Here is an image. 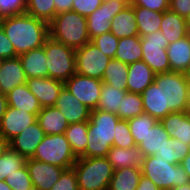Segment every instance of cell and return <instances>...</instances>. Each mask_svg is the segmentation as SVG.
Masks as SVG:
<instances>
[{"mask_svg":"<svg viewBox=\"0 0 190 190\" xmlns=\"http://www.w3.org/2000/svg\"><path fill=\"white\" fill-rule=\"evenodd\" d=\"M0 25L17 56L43 47L49 37V24L28 13L0 18Z\"/></svg>","mask_w":190,"mask_h":190,"instance_id":"cell-1","label":"cell"},{"mask_svg":"<svg viewBox=\"0 0 190 190\" xmlns=\"http://www.w3.org/2000/svg\"><path fill=\"white\" fill-rule=\"evenodd\" d=\"M119 120L116 114L99 109L92 110L88 120V144L79 157H107L113 146L115 126Z\"/></svg>","mask_w":190,"mask_h":190,"instance_id":"cell-2","label":"cell"},{"mask_svg":"<svg viewBox=\"0 0 190 190\" xmlns=\"http://www.w3.org/2000/svg\"><path fill=\"white\" fill-rule=\"evenodd\" d=\"M49 36L57 42L78 49L90 40L87 20L75 11L56 14L49 23Z\"/></svg>","mask_w":190,"mask_h":190,"instance_id":"cell-3","label":"cell"},{"mask_svg":"<svg viewBox=\"0 0 190 190\" xmlns=\"http://www.w3.org/2000/svg\"><path fill=\"white\" fill-rule=\"evenodd\" d=\"M72 168L79 190H108L114 174L107 157H78Z\"/></svg>","mask_w":190,"mask_h":190,"instance_id":"cell-4","label":"cell"},{"mask_svg":"<svg viewBox=\"0 0 190 190\" xmlns=\"http://www.w3.org/2000/svg\"><path fill=\"white\" fill-rule=\"evenodd\" d=\"M141 171L161 190H171L190 182L181 164H170L159 156L144 157Z\"/></svg>","mask_w":190,"mask_h":190,"instance_id":"cell-5","label":"cell"},{"mask_svg":"<svg viewBox=\"0 0 190 190\" xmlns=\"http://www.w3.org/2000/svg\"><path fill=\"white\" fill-rule=\"evenodd\" d=\"M154 82L162 89L163 110L169 113L186 112L188 100V74L168 72L155 74Z\"/></svg>","mask_w":190,"mask_h":190,"instance_id":"cell-6","label":"cell"},{"mask_svg":"<svg viewBox=\"0 0 190 190\" xmlns=\"http://www.w3.org/2000/svg\"><path fill=\"white\" fill-rule=\"evenodd\" d=\"M31 158L66 170L73 167L78 157L72 151L65 134H55L45 135Z\"/></svg>","mask_w":190,"mask_h":190,"instance_id":"cell-7","label":"cell"},{"mask_svg":"<svg viewBox=\"0 0 190 190\" xmlns=\"http://www.w3.org/2000/svg\"><path fill=\"white\" fill-rule=\"evenodd\" d=\"M48 77L65 82L76 73L75 49L55 41L50 36L44 43Z\"/></svg>","mask_w":190,"mask_h":190,"instance_id":"cell-8","label":"cell"},{"mask_svg":"<svg viewBox=\"0 0 190 190\" xmlns=\"http://www.w3.org/2000/svg\"><path fill=\"white\" fill-rule=\"evenodd\" d=\"M168 45V41L160 30L141 37L142 60L156 74L170 72V64L166 50Z\"/></svg>","mask_w":190,"mask_h":190,"instance_id":"cell-9","label":"cell"},{"mask_svg":"<svg viewBox=\"0 0 190 190\" xmlns=\"http://www.w3.org/2000/svg\"><path fill=\"white\" fill-rule=\"evenodd\" d=\"M110 57L89 41L84 46L75 49L76 73L102 80Z\"/></svg>","mask_w":190,"mask_h":190,"instance_id":"cell-10","label":"cell"},{"mask_svg":"<svg viewBox=\"0 0 190 190\" xmlns=\"http://www.w3.org/2000/svg\"><path fill=\"white\" fill-rule=\"evenodd\" d=\"M103 81L74 73L64 86L91 111L97 109Z\"/></svg>","mask_w":190,"mask_h":190,"instance_id":"cell-11","label":"cell"},{"mask_svg":"<svg viewBox=\"0 0 190 190\" xmlns=\"http://www.w3.org/2000/svg\"><path fill=\"white\" fill-rule=\"evenodd\" d=\"M127 4L120 0H104L103 3L86 17L90 40L111 30V20Z\"/></svg>","mask_w":190,"mask_h":190,"instance_id":"cell-12","label":"cell"},{"mask_svg":"<svg viewBox=\"0 0 190 190\" xmlns=\"http://www.w3.org/2000/svg\"><path fill=\"white\" fill-rule=\"evenodd\" d=\"M26 166L31 177L33 188L36 190H50L59 180L64 168L28 158Z\"/></svg>","mask_w":190,"mask_h":190,"instance_id":"cell-13","label":"cell"},{"mask_svg":"<svg viewBox=\"0 0 190 190\" xmlns=\"http://www.w3.org/2000/svg\"><path fill=\"white\" fill-rule=\"evenodd\" d=\"M37 115L38 113H29L8 106V109L0 122V135L10 142L25 128L36 122Z\"/></svg>","mask_w":190,"mask_h":190,"instance_id":"cell-14","label":"cell"},{"mask_svg":"<svg viewBox=\"0 0 190 190\" xmlns=\"http://www.w3.org/2000/svg\"><path fill=\"white\" fill-rule=\"evenodd\" d=\"M26 85L41 107H49L55 105L64 82L49 77H39L27 79Z\"/></svg>","mask_w":190,"mask_h":190,"instance_id":"cell-15","label":"cell"},{"mask_svg":"<svg viewBox=\"0 0 190 190\" xmlns=\"http://www.w3.org/2000/svg\"><path fill=\"white\" fill-rule=\"evenodd\" d=\"M59 108L69 124L88 121L91 110L78 101L75 96L64 86L54 105Z\"/></svg>","mask_w":190,"mask_h":190,"instance_id":"cell-16","label":"cell"},{"mask_svg":"<svg viewBox=\"0 0 190 190\" xmlns=\"http://www.w3.org/2000/svg\"><path fill=\"white\" fill-rule=\"evenodd\" d=\"M44 137L45 133L36 121L14 137L9 142V147L28 159L34 155L38 144Z\"/></svg>","mask_w":190,"mask_h":190,"instance_id":"cell-17","label":"cell"},{"mask_svg":"<svg viewBox=\"0 0 190 190\" xmlns=\"http://www.w3.org/2000/svg\"><path fill=\"white\" fill-rule=\"evenodd\" d=\"M27 77L19 56L3 59L0 65V93L7 95L14 87L26 84Z\"/></svg>","mask_w":190,"mask_h":190,"instance_id":"cell-18","label":"cell"},{"mask_svg":"<svg viewBox=\"0 0 190 190\" xmlns=\"http://www.w3.org/2000/svg\"><path fill=\"white\" fill-rule=\"evenodd\" d=\"M155 74L143 60L128 64L127 92L142 94L154 82Z\"/></svg>","mask_w":190,"mask_h":190,"instance_id":"cell-19","label":"cell"},{"mask_svg":"<svg viewBox=\"0 0 190 190\" xmlns=\"http://www.w3.org/2000/svg\"><path fill=\"white\" fill-rule=\"evenodd\" d=\"M170 72L190 74V39L186 36L166 48Z\"/></svg>","mask_w":190,"mask_h":190,"instance_id":"cell-20","label":"cell"},{"mask_svg":"<svg viewBox=\"0 0 190 190\" xmlns=\"http://www.w3.org/2000/svg\"><path fill=\"white\" fill-rule=\"evenodd\" d=\"M107 159L114 170L125 167L141 168L144 155L138 146L119 148L112 146L107 154Z\"/></svg>","mask_w":190,"mask_h":190,"instance_id":"cell-21","label":"cell"},{"mask_svg":"<svg viewBox=\"0 0 190 190\" xmlns=\"http://www.w3.org/2000/svg\"><path fill=\"white\" fill-rule=\"evenodd\" d=\"M160 123L172 139L190 146V119L186 112L169 113L160 120Z\"/></svg>","mask_w":190,"mask_h":190,"instance_id":"cell-22","label":"cell"},{"mask_svg":"<svg viewBox=\"0 0 190 190\" xmlns=\"http://www.w3.org/2000/svg\"><path fill=\"white\" fill-rule=\"evenodd\" d=\"M37 122L45 135L65 134L69 127L66 118L55 106L42 107L37 115Z\"/></svg>","mask_w":190,"mask_h":190,"instance_id":"cell-23","label":"cell"},{"mask_svg":"<svg viewBox=\"0 0 190 190\" xmlns=\"http://www.w3.org/2000/svg\"><path fill=\"white\" fill-rule=\"evenodd\" d=\"M19 58L27 79L48 77L47 57L44 47L32 49L19 55Z\"/></svg>","mask_w":190,"mask_h":190,"instance_id":"cell-24","label":"cell"},{"mask_svg":"<svg viewBox=\"0 0 190 190\" xmlns=\"http://www.w3.org/2000/svg\"><path fill=\"white\" fill-rule=\"evenodd\" d=\"M110 32L116 38L139 36L134 9L127 5L111 20Z\"/></svg>","mask_w":190,"mask_h":190,"instance_id":"cell-25","label":"cell"},{"mask_svg":"<svg viewBox=\"0 0 190 190\" xmlns=\"http://www.w3.org/2000/svg\"><path fill=\"white\" fill-rule=\"evenodd\" d=\"M8 106L29 113H39L42 109L37 98L30 92L26 84L14 87L7 95Z\"/></svg>","mask_w":190,"mask_h":190,"instance_id":"cell-26","label":"cell"},{"mask_svg":"<svg viewBox=\"0 0 190 190\" xmlns=\"http://www.w3.org/2000/svg\"><path fill=\"white\" fill-rule=\"evenodd\" d=\"M160 31L163 32L169 44L186 37L187 24L185 17L171 10L163 12Z\"/></svg>","mask_w":190,"mask_h":190,"instance_id":"cell-27","label":"cell"},{"mask_svg":"<svg viewBox=\"0 0 190 190\" xmlns=\"http://www.w3.org/2000/svg\"><path fill=\"white\" fill-rule=\"evenodd\" d=\"M143 110L158 121L168 115V110H163L162 89L152 82L141 94Z\"/></svg>","mask_w":190,"mask_h":190,"instance_id":"cell-28","label":"cell"},{"mask_svg":"<svg viewBox=\"0 0 190 190\" xmlns=\"http://www.w3.org/2000/svg\"><path fill=\"white\" fill-rule=\"evenodd\" d=\"M169 138V134L158 121L148 130L138 147L142 150L144 157L153 156L162 149Z\"/></svg>","mask_w":190,"mask_h":190,"instance_id":"cell-29","label":"cell"},{"mask_svg":"<svg viewBox=\"0 0 190 190\" xmlns=\"http://www.w3.org/2000/svg\"><path fill=\"white\" fill-rule=\"evenodd\" d=\"M132 7L134 9L135 20L140 37L160 30L162 20L161 12L149 10L141 6Z\"/></svg>","mask_w":190,"mask_h":190,"instance_id":"cell-30","label":"cell"},{"mask_svg":"<svg viewBox=\"0 0 190 190\" xmlns=\"http://www.w3.org/2000/svg\"><path fill=\"white\" fill-rule=\"evenodd\" d=\"M142 56L140 36L119 38L115 59L131 64L142 60Z\"/></svg>","mask_w":190,"mask_h":190,"instance_id":"cell-31","label":"cell"},{"mask_svg":"<svg viewBox=\"0 0 190 190\" xmlns=\"http://www.w3.org/2000/svg\"><path fill=\"white\" fill-rule=\"evenodd\" d=\"M141 175V168L137 167L114 170L108 190H136Z\"/></svg>","mask_w":190,"mask_h":190,"instance_id":"cell-32","label":"cell"},{"mask_svg":"<svg viewBox=\"0 0 190 190\" xmlns=\"http://www.w3.org/2000/svg\"><path fill=\"white\" fill-rule=\"evenodd\" d=\"M127 76L128 64L113 58L108 62L102 81L119 90H127Z\"/></svg>","mask_w":190,"mask_h":190,"instance_id":"cell-33","label":"cell"},{"mask_svg":"<svg viewBox=\"0 0 190 190\" xmlns=\"http://www.w3.org/2000/svg\"><path fill=\"white\" fill-rule=\"evenodd\" d=\"M88 121L69 124L65 131V136L74 154L79 157L85 150L88 144Z\"/></svg>","mask_w":190,"mask_h":190,"instance_id":"cell-34","label":"cell"},{"mask_svg":"<svg viewBox=\"0 0 190 190\" xmlns=\"http://www.w3.org/2000/svg\"><path fill=\"white\" fill-rule=\"evenodd\" d=\"M126 93L127 90H119L103 82L97 109L117 114L121 100Z\"/></svg>","mask_w":190,"mask_h":190,"instance_id":"cell-35","label":"cell"},{"mask_svg":"<svg viewBox=\"0 0 190 190\" xmlns=\"http://www.w3.org/2000/svg\"><path fill=\"white\" fill-rule=\"evenodd\" d=\"M190 153V146L183 144L180 140L172 139L166 140V143L159 152L154 156H159L169 162L170 164H181L182 160Z\"/></svg>","mask_w":190,"mask_h":190,"instance_id":"cell-36","label":"cell"},{"mask_svg":"<svg viewBox=\"0 0 190 190\" xmlns=\"http://www.w3.org/2000/svg\"><path fill=\"white\" fill-rule=\"evenodd\" d=\"M143 112V99L141 94L127 92L121 100L116 115L120 119L128 120Z\"/></svg>","mask_w":190,"mask_h":190,"instance_id":"cell-37","label":"cell"},{"mask_svg":"<svg viewBox=\"0 0 190 190\" xmlns=\"http://www.w3.org/2000/svg\"><path fill=\"white\" fill-rule=\"evenodd\" d=\"M26 158L10 147L0 157V180H5L26 164Z\"/></svg>","mask_w":190,"mask_h":190,"instance_id":"cell-38","label":"cell"},{"mask_svg":"<svg viewBox=\"0 0 190 190\" xmlns=\"http://www.w3.org/2000/svg\"><path fill=\"white\" fill-rule=\"evenodd\" d=\"M157 122V119L145 112L135 116L134 118L128 119L129 129L136 146L140 144L148 130Z\"/></svg>","mask_w":190,"mask_h":190,"instance_id":"cell-39","label":"cell"},{"mask_svg":"<svg viewBox=\"0 0 190 190\" xmlns=\"http://www.w3.org/2000/svg\"><path fill=\"white\" fill-rule=\"evenodd\" d=\"M54 0H27L26 13L48 24L55 17Z\"/></svg>","mask_w":190,"mask_h":190,"instance_id":"cell-40","label":"cell"},{"mask_svg":"<svg viewBox=\"0 0 190 190\" xmlns=\"http://www.w3.org/2000/svg\"><path fill=\"white\" fill-rule=\"evenodd\" d=\"M12 190H32L33 185L26 164L4 180Z\"/></svg>","mask_w":190,"mask_h":190,"instance_id":"cell-41","label":"cell"},{"mask_svg":"<svg viewBox=\"0 0 190 190\" xmlns=\"http://www.w3.org/2000/svg\"><path fill=\"white\" fill-rule=\"evenodd\" d=\"M115 128L116 133L114 134L113 146L119 148H130L136 146L129 129L128 120L120 119Z\"/></svg>","mask_w":190,"mask_h":190,"instance_id":"cell-42","label":"cell"},{"mask_svg":"<svg viewBox=\"0 0 190 190\" xmlns=\"http://www.w3.org/2000/svg\"><path fill=\"white\" fill-rule=\"evenodd\" d=\"M119 38H116L110 31L94 37L91 42L96 45L103 54L111 59L115 58Z\"/></svg>","mask_w":190,"mask_h":190,"instance_id":"cell-43","label":"cell"},{"mask_svg":"<svg viewBox=\"0 0 190 190\" xmlns=\"http://www.w3.org/2000/svg\"><path fill=\"white\" fill-rule=\"evenodd\" d=\"M27 0H0V18L26 13Z\"/></svg>","mask_w":190,"mask_h":190,"instance_id":"cell-44","label":"cell"},{"mask_svg":"<svg viewBox=\"0 0 190 190\" xmlns=\"http://www.w3.org/2000/svg\"><path fill=\"white\" fill-rule=\"evenodd\" d=\"M50 190H79L76 173L73 168L66 169Z\"/></svg>","mask_w":190,"mask_h":190,"instance_id":"cell-45","label":"cell"},{"mask_svg":"<svg viewBox=\"0 0 190 190\" xmlns=\"http://www.w3.org/2000/svg\"><path fill=\"white\" fill-rule=\"evenodd\" d=\"M104 0H73L72 11L87 17L93 13Z\"/></svg>","mask_w":190,"mask_h":190,"instance_id":"cell-46","label":"cell"},{"mask_svg":"<svg viewBox=\"0 0 190 190\" xmlns=\"http://www.w3.org/2000/svg\"><path fill=\"white\" fill-rule=\"evenodd\" d=\"M169 3V0H131L130 5L163 13L169 10Z\"/></svg>","mask_w":190,"mask_h":190,"instance_id":"cell-47","label":"cell"},{"mask_svg":"<svg viewBox=\"0 0 190 190\" xmlns=\"http://www.w3.org/2000/svg\"><path fill=\"white\" fill-rule=\"evenodd\" d=\"M0 55L4 59L17 57L15 48L6 36L3 28L0 25Z\"/></svg>","mask_w":190,"mask_h":190,"instance_id":"cell-48","label":"cell"},{"mask_svg":"<svg viewBox=\"0 0 190 190\" xmlns=\"http://www.w3.org/2000/svg\"><path fill=\"white\" fill-rule=\"evenodd\" d=\"M169 10L185 17L190 12V0H169Z\"/></svg>","mask_w":190,"mask_h":190,"instance_id":"cell-49","label":"cell"},{"mask_svg":"<svg viewBox=\"0 0 190 190\" xmlns=\"http://www.w3.org/2000/svg\"><path fill=\"white\" fill-rule=\"evenodd\" d=\"M55 15L63 12L72 11L73 0H54Z\"/></svg>","mask_w":190,"mask_h":190,"instance_id":"cell-50","label":"cell"},{"mask_svg":"<svg viewBox=\"0 0 190 190\" xmlns=\"http://www.w3.org/2000/svg\"><path fill=\"white\" fill-rule=\"evenodd\" d=\"M136 190H161L148 177L141 175Z\"/></svg>","mask_w":190,"mask_h":190,"instance_id":"cell-51","label":"cell"},{"mask_svg":"<svg viewBox=\"0 0 190 190\" xmlns=\"http://www.w3.org/2000/svg\"><path fill=\"white\" fill-rule=\"evenodd\" d=\"M7 109H8V102H7L6 95H3L0 93V122Z\"/></svg>","mask_w":190,"mask_h":190,"instance_id":"cell-52","label":"cell"},{"mask_svg":"<svg viewBox=\"0 0 190 190\" xmlns=\"http://www.w3.org/2000/svg\"><path fill=\"white\" fill-rule=\"evenodd\" d=\"M181 166L185 170L190 180V153L182 160Z\"/></svg>","mask_w":190,"mask_h":190,"instance_id":"cell-53","label":"cell"},{"mask_svg":"<svg viewBox=\"0 0 190 190\" xmlns=\"http://www.w3.org/2000/svg\"><path fill=\"white\" fill-rule=\"evenodd\" d=\"M9 142L0 135V157L4 154V152L8 149Z\"/></svg>","mask_w":190,"mask_h":190,"instance_id":"cell-54","label":"cell"},{"mask_svg":"<svg viewBox=\"0 0 190 190\" xmlns=\"http://www.w3.org/2000/svg\"><path fill=\"white\" fill-rule=\"evenodd\" d=\"M171 190H190V182L182 186L173 187Z\"/></svg>","mask_w":190,"mask_h":190,"instance_id":"cell-55","label":"cell"},{"mask_svg":"<svg viewBox=\"0 0 190 190\" xmlns=\"http://www.w3.org/2000/svg\"><path fill=\"white\" fill-rule=\"evenodd\" d=\"M0 190H12L11 187L5 183V181L0 180Z\"/></svg>","mask_w":190,"mask_h":190,"instance_id":"cell-56","label":"cell"},{"mask_svg":"<svg viewBox=\"0 0 190 190\" xmlns=\"http://www.w3.org/2000/svg\"><path fill=\"white\" fill-rule=\"evenodd\" d=\"M187 91H188V100L190 102V74L188 75V89H187Z\"/></svg>","mask_w":190,"mask_h":190,"instance_id":"cell-57","label":"cell"},{"mask_svg":"<svg viewBox=\"0 0 190 190\" xmlns=\"http://www.w3.org/2000/svg\"><path fill=\"white\" fill-rule=\"evenodd\" d=\"M186 114H187L188 118L190 119V102L187 105Z\"/></svg>","mask_w":190,"mask_h":190,"instance_id":"cell-58","label":"cell"},{"mask_svg":"<svg viewBox=\"0 0 190 190\" xmlns=\"http://www.w3.org/2000/svg\"><path fill=\"white\" fill-rule=\"evenodd\" d=\"M186 36L190 39V24H187Z\"/></svg>","mask_w":190,"mask_h":190,"instance_id":"cell-59","label":"cell"},{"mask_svg":"<svg viewBox=\"0 0 190 190\" xmlns=\"http://www.w3.org/2000/svg\"><path fill=\"white\" fill-rule=\"evenodd\" d=\"M186 24H190V12L185 16Z\"/></svg>","mask_w":190,"mask_h":190,"instance_id":"cell-60","label":"cell"},{"mask_svg":"<svg viewBox=\"0 0 190 190\" xmlns=\"http://www.w3.org/2000/svg\"><path fill=\"white\" fill-rule=\"evenodd\" d=\"M120 1L125 2L127 5H130V3H131V0H120Z\"/></svg>","mask_w":190,"mask_h":190,"instance_id":"cell-61","label":"cell"},{"mask_svg":"<svg viewBox=\"0 0 190 190\" xmlns=\"http://www.w3.org/2000/svg\"><path fill=\"white\" fill-rule=\"evenodd\" d=\"M3 59L4 58L0 55V65L2 64Z\"/></svg>","mask_w":190,"mask_h":190,"instance_id":"cell-62","label":"cell"}]
</instances>
